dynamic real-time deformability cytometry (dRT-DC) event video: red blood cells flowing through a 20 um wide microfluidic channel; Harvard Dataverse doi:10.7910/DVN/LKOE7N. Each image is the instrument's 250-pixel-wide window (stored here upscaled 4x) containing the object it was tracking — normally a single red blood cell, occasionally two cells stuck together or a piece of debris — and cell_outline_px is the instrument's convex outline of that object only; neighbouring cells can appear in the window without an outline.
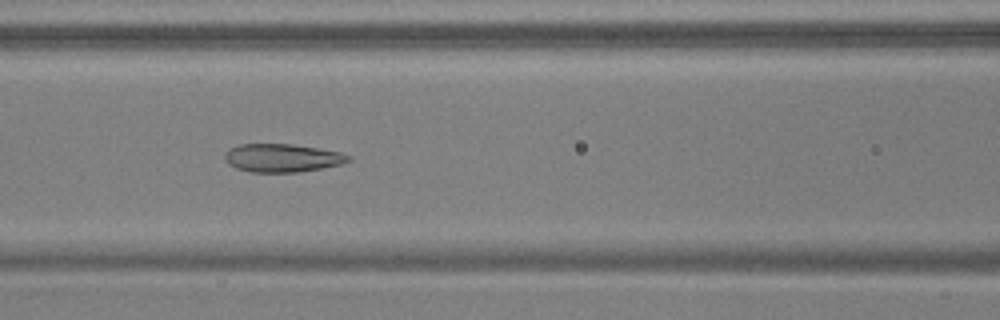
{"species": "common noctule bat (a hibernating species)", "species_latin": "Nyctalus noctula", "temperature_condition": "warm", "stored_images_in_passage": 53, "camera_frame_rate_fps": 3000, "um_per_image_px": 0.085, "animal": {"sex": "male", "body_mass_g": 17.9, "forearm_length_mm": 54.2}, "frame": {"image": 1, "passage_image": 23, "time_ms": 7.333, "image_size_px": [1000, 320], "cell_outline_px": [[352, 160], [340, 164], [300, 172], [252, 172], [236, 168], [228, 164], [224, 160], [224, 152], [228, 148], [240, 144], [292, 144], [340, 152], [352, 156]], "centroid_in_image_um": [23.95, 13.42], "position_along_channel_um": 142.6, "area_um2": 20.4}}
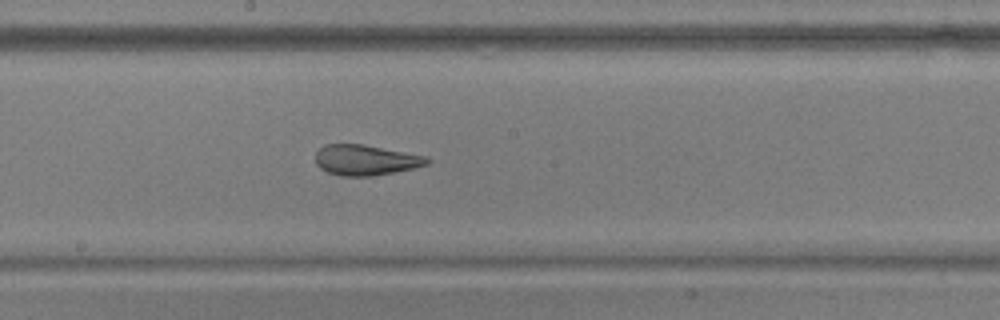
{"frame": {"image": 2, "passage_image": 29, "time_ms": 9.333, "image_size_px": [1000, 320], "cell_outline_px": [[432, 160], [428, 164], [396, 172], [372, 176], [340, 176], [328, 172], [320, 168], [316, 164], [316, 152], [324, 144], [364, 144], [428, 156]], "centroid_in_image_um": [31.1, 13.6], "position_along_channel_um": 217.1, "area_um2": 20.0}}
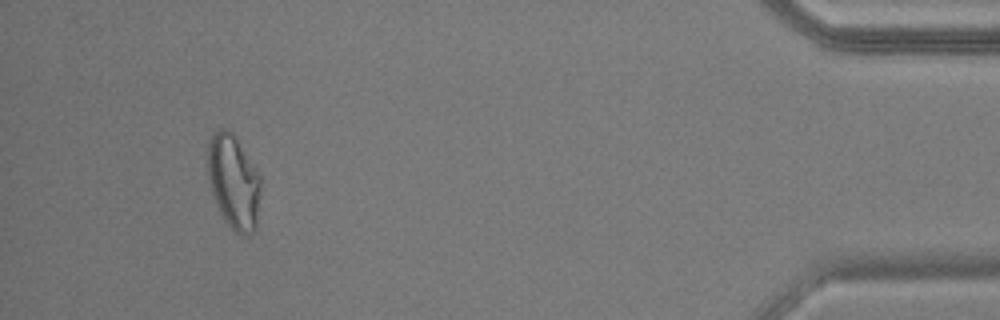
{"frame": {"image": 3, "passage_image": 50, "time_ms": 16.333, "image_size_px": [1000, 320], "cell_outline_px": [[260, 192], [256, 228], [248, 236], [244, 236], [236, 232], [224, 220], [216, 204], [212, 192], [208, 176], [208, 140], [212, 132], [220, 128], [224, 128], [232, 132], [236, 136], [260, 176]], "centroid_in_image_um": [19.85, 15.44], "position_along_channel_um": 415.4, "area_um2": 29.13}, "authors_computed_cell_mechanics": {"area_um2": 23.9292, "velocity_mm_per_s": 3.7306, "shape_relaxation_time_tau1_ms": null, "shape_relaxation_time_tau2_ms": 2.0451, "deformation_change_tau1": null, "deformation_change_tau2": 0.0875}}